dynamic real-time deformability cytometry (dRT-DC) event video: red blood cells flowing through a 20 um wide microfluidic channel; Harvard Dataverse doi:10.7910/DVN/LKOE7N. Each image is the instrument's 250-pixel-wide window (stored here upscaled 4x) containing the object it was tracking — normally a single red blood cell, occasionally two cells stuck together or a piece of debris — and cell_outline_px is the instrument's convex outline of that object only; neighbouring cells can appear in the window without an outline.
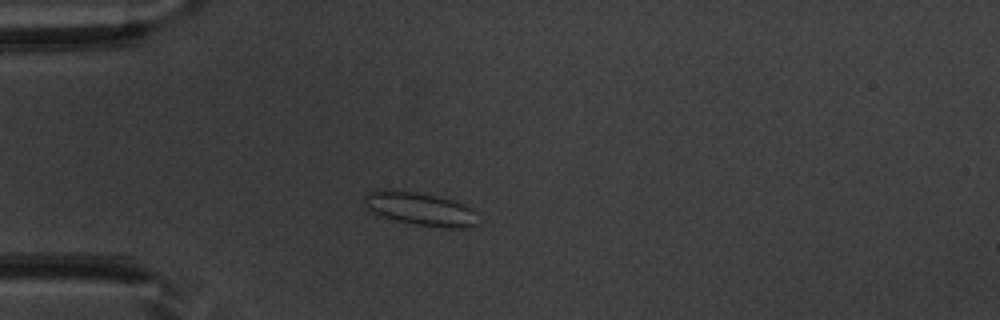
{"species": "common noctule bat (a hibernating species)", "species_latin": "Nyctalus noctula", "temperature_condition": "warm", "stored_images_in_passage": 42, "camera_frame_rate_fps": 3000, "um_per_image_px": 0.085, "animal": {"sex": "male", "body_mass_g": 20.1, "forearm_length_mm": 53.5}, "frame": {"image": 1, "passage_image": 5, "time_ms": 1.333, "image_size_px": [1000, 320], "cell_outline_px": [[476, 224], [460, 228], [448, 228], [416, 224], [376, 216], [364, 204], [364, 196], [368, 192], [416, 192], [436, 196], [452, 200], [464, 204], [472, 212]], "centroid_in_image_um": [35.67, 17.78], "position_along_channel_um": 49.3, "area_um2": 20.98}}
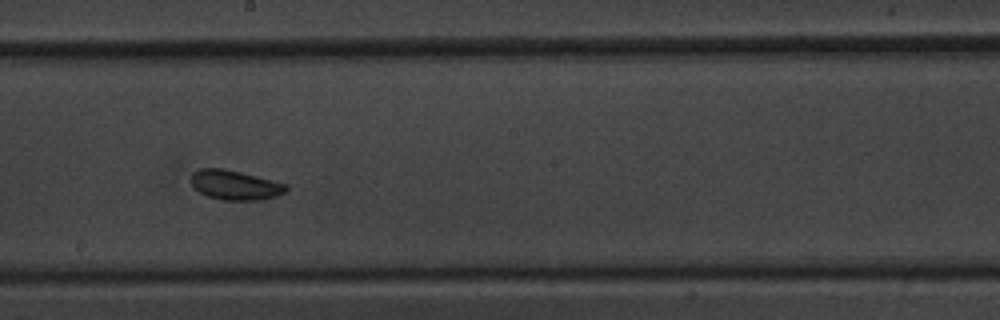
{"frame": {"image": 2, "passage_image": 20, "time_ms": 6.333, "image_size_px": [1000, 320], "cell_outline_px": [[288, 192], [264, 200], [220, 200], [208, 196], [200, 192], [192, 184], [192, 172], [200, 168], [224, 168], [288, 184]], "centroid_in_image_um": [20.02, 15.73], "position_along_channel_um": 228.2, "area_um2": 16.47}}
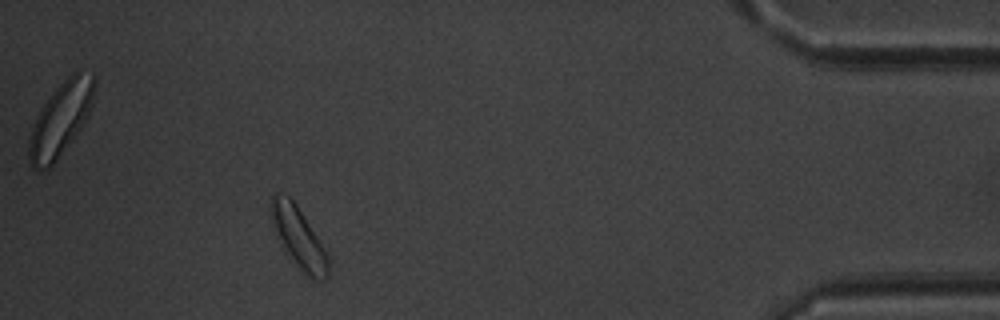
{"frame": {"image": 3, "passage_image": 38, "time_ms": 12.333, "image_size_px": [1000, 320], "cell_outline_px": [[328, 276], [324, 280], [312, 280], [300, 272], [284, 252], [276, 236], [272, 224], [268, 208], [272, 196], [276, 192], [280, 192], [288, 196], [296, 204], [328, 252]], "centroid_in_image_um": [25.35, 20.22], "position_along_channel_um": 409.9, "area_um2": 21.04}, "authors_computed_cell_mechanics": {"area_um2": 17.0221, "velocity_mm_per_s": 3.8871, "shape_relaxation_time_tau1_ms": null, "shape_relaxation_time_tau2_ms": 1.5015, "deformation_change_tau1": null, "deformation_change_tau2": 0.0566}}